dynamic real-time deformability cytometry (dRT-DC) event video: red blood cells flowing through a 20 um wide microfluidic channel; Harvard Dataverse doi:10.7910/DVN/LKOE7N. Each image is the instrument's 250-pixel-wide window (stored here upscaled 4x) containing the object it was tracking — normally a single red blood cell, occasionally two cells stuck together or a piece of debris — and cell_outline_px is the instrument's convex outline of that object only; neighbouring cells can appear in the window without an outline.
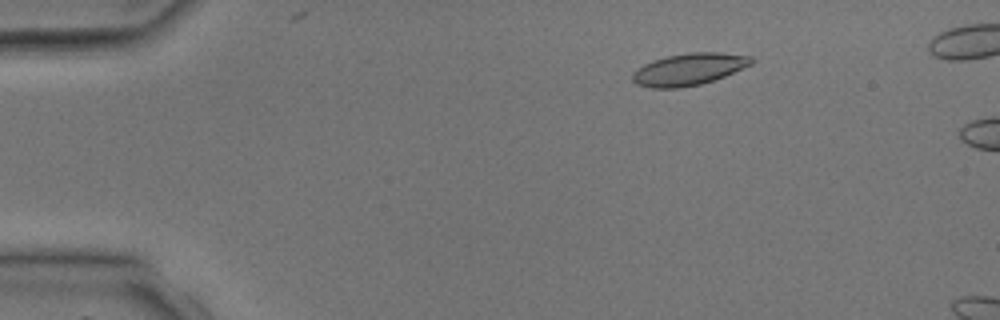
{"species": "common noctule bat (a hibernating species)", "species_latin": "Nyctalus noctula", "temperature_condition": "room temperature", "stored_images_in_passage": 4, "camera_frame_rate_fps": 3000, "um_per_image_px": 0.085, "animal": {"sex": "male", "body_mass_g": 17.9, "forearm_length_mm": 54.2}, "frame": {"image": 1, "passage_image": 2, "time_ms": 1.0, "image_size_px": [1000, 320], "cell_outline_px": [[752, 64], [724, 76], [700, 84], [680, 88], [652, 88], [636, 84], [632, 80], [632, 72], [636, 68], [652, 60], [668, 56], [692, 52], [720, 52], [752, 56]], "centroid_in_image_um": [58.52, 5.88], "position_along_channel_um": 26.5, "area_um2": 22.08}}